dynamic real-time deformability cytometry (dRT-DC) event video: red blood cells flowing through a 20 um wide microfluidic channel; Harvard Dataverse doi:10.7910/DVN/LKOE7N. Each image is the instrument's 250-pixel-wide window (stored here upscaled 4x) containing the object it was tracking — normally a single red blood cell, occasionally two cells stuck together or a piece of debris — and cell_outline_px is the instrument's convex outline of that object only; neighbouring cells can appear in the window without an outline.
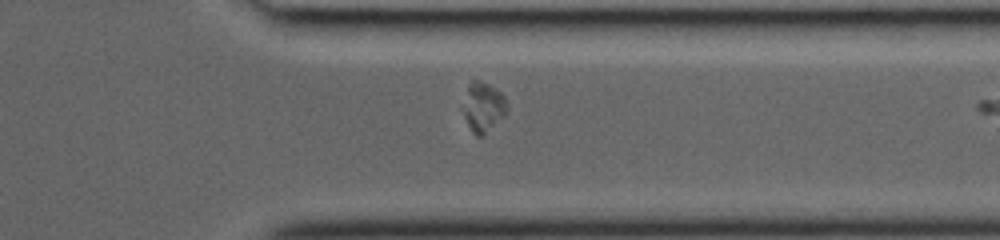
{"species": "common noctule bat (a hibernating species)", "species_latin": "Nyctalus noctula", "temperature_condition": "room temperature", "stored_images_in_passage": 25, "camera_frame_rate_fps": 3000, "um_per_image_px": 0.085, "animal": {"sex": "female", "body_mass_g": 19.0, "forearm_length_mm": 53.3}, "frame": {"image": 1, "passage_image": 22, "time_ms": 7.0, "image_size_px": [1000, 240], "cell_outline_px": [[508, 108], [504, 116], [484, 136], [476, 136], [472, 132], [464, 116], [464, 112], [468, 84], [472, 80], [476, 80], [488, 84], [500, 92], [504, 96], [508, 104]], "centroid_in_image_um": [41.11, 9.13], "position_along_channel_um": 370.3, "area_um2": 12.48}}